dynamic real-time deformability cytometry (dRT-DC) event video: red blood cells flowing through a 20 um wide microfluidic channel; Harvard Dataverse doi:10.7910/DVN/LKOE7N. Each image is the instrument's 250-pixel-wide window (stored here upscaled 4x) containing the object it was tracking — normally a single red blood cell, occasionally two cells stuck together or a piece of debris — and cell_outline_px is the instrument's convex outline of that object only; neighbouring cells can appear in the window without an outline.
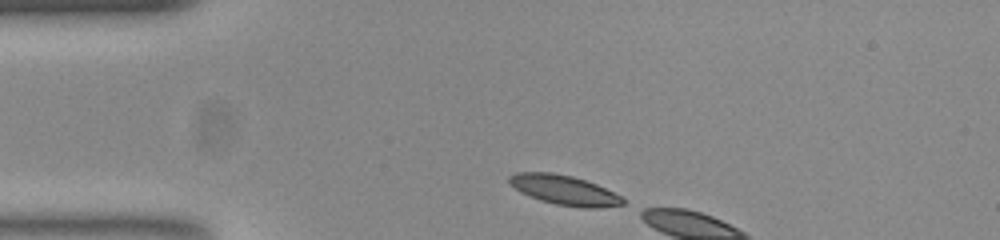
{"species": "common noctule bat (a hibernating species)", "species_latin": "Nyctalus noctula", "temperature_condition": "room temperature", "stored_images_in_passage": 3, "camera_frame_rate_fps": 3000, "um_per_image_px": 0.085, "animal": {"sex": "female", "body_mass_g": 23.0, "forearm_length_mm": 53.4}, "frame": {"image": 1, "passage_image": 1, "time_ms": 0.0, "image_size_px": [1000, 240], "cell_outline_px": [[624, 204], [596, 208], [580, 208], [556, 204], [540, 200], [520, 192], [508, 180], [508, 176], [516, 172], [552, 172], [572, 176], [596, 184], [620, 196], [624, 200]], "centroid_in_image_um": [47.94, 16.15], "position_along_channel_um": 37.1, "area_um2": 19.42}}